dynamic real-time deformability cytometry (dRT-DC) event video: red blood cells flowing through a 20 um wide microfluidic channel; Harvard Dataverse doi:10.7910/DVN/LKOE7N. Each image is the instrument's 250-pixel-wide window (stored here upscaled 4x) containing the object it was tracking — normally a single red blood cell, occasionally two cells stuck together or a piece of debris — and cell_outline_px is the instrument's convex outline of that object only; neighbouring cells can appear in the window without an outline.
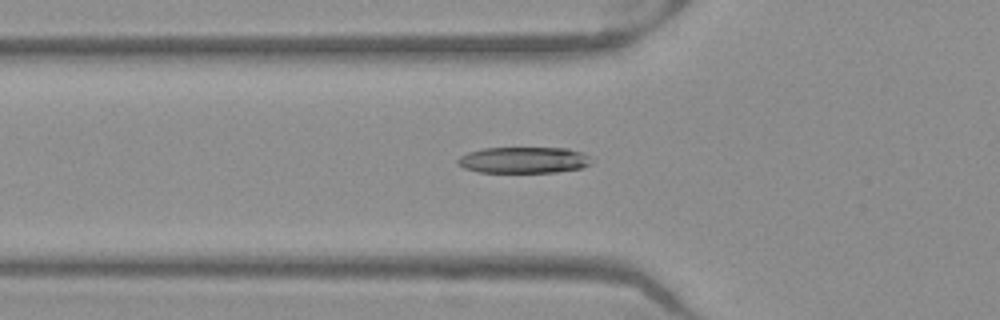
{"species": "Egyptian fruit bat (a non-hibernating species)", "species_latin": "Rousettus aegyptiacus", "temperature_condition": "warm", "stored_images_in_passage": 32, "camera_frame_rate_fps": 3000, "um_per_image_px": 0.085, "frame": {"image": 1, "passage_image": 2, "time_ms": 0.333, "image_size_px": [1000, 320], "cell_outline_px": [[592, 160], [588, 164], [580, 168], [556, 172], [480, 172], [464, 168], [456, 164], [456, 160], [460, 156], [468, 152], [484, 148], [568, 148], [584, 152]], "centroid_in_image_um": [44.49, 13.6], "position_along_channel_um": 81.3, "area_um2": 20.46}}
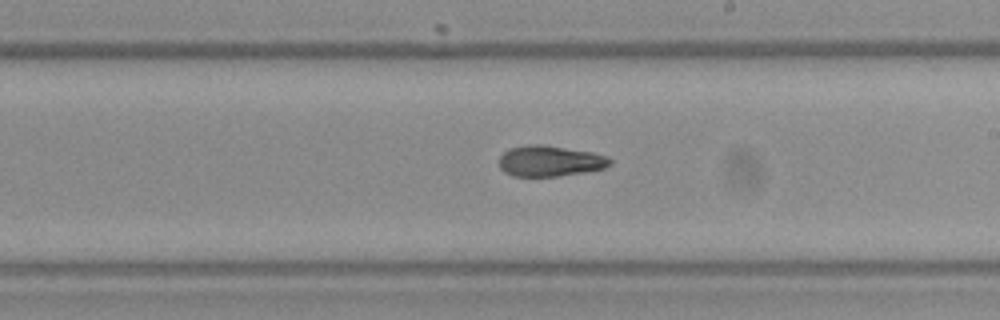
{"frame": {"image": 2, "passage_image": 14, "time_ms": 4.333, "image_size_px": [1000, 320], "cell_outline_px": [[612, 164], [604, 168], [584, 172], [560, 176], [512, 176], [504, 172], [500, 168], [500, 156], [508, 148], [528, 144], [544, 144], [592, 152], [608, 156], [612, 160]], "centroid_in_image_um": [46.75, 13.68], "position_along_channel_um": 242.3, "area_um2": 20.11}}
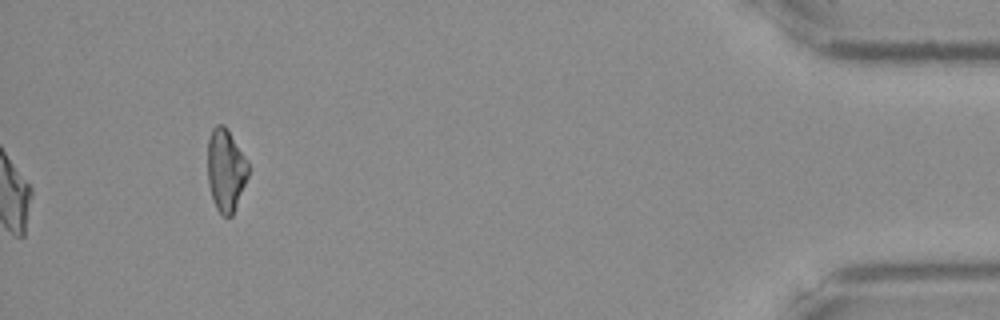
{"frame": {"image": 3, "passage_image": 32, "time_ms": 10.333, "image_size_px": [1000, 320], "cell_outline_px": [[248, 176], [232, 216], [224, 216], [216, 208], [208, 184], [208, 140], [212, 128], [216, 124], [224, 124], [228, 128], [248, 160]], "centroid_in_image_um": [19.19, 14.4], "position_along_channel_um": 416.0, "area_um2": 19.59}, "authors_computed_cell_mechanics": {"area_um2": 20.6924, "velocity_mm_per_s": 3.9956, "shape_relaxation_time_tau1_ms": 4.5901, "shape_relaxation_time_tau2_ms": 2.5977, "deformation_change_tau1": 0.1832, "deformation_change_tau2": 0.1}}